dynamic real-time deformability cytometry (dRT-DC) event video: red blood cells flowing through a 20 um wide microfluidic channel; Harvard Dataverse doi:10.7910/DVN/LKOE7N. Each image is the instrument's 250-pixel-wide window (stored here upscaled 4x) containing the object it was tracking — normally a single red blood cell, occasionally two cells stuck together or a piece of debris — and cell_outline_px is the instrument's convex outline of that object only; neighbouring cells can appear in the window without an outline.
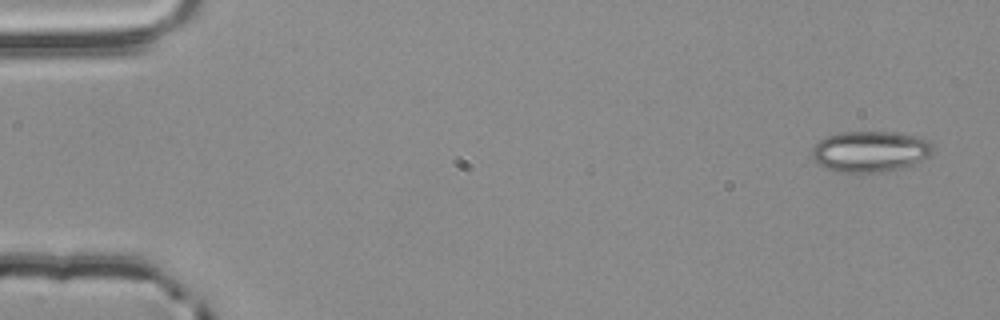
{"species": "common noctule bat (a hibernating species)", "species_latin": "Nyctalus noctula", "temperature_condition": "room temperature", "stored_images_in_passage": 4, "camera_frame_rate_fps": 3000, "um_per_image_px": 0.085, "animal": {"sex": "male", "body_mass_g": 20.4}, "frame": {"image": 1, "passage_image": 1, "time_ms": 0.0, "image_size_px": [1000, 320], "cell_outline_px": [[932, 152], [928, 156], [912, 164], [900, 168], [876, 172], [840, 172], [824, 168], [812, 156], [812, 148], [820, 140], [828, 136], [840, 132], [892, 132], [916, 136], [928, 140], [932, 144]], "centroid_in_image_um": [73.95, 12.86], "position_along_channel_um": 11.1, "area_um2": 28.44}}